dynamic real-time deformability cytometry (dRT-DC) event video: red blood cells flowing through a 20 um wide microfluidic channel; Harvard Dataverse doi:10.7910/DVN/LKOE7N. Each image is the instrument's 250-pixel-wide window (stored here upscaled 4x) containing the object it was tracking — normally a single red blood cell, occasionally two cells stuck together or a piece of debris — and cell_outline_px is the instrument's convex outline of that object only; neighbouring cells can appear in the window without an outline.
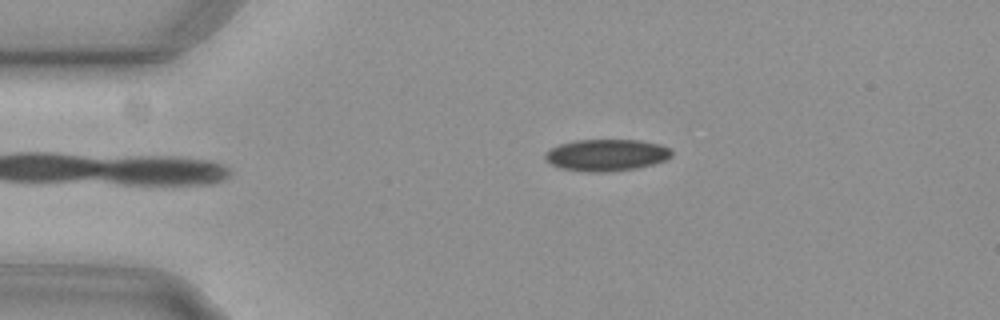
{"species": "common noctule bat (a hibernating species)", "species_latin": "Nyctalus noctula", "temperature_condition": "cold", "stored_images_in_passage": 4, "camera_frame_rate_fps": 3000, "um_per_image_px": 0.085, "animal": {"sex": "female", "body_mass_g": 29.2, "forearm_length_mm": 56.3}, "frame": {"image": 1, "passage_image": 4, "time_ms": 1.0, "image_size_px": [1000, 320], "cell_outline_px": [[672, 156], [668, 160], [636, 168], [608, 172], [584, 172], [560, 168], [544, 160], [544, 156], [552, 148], [560, 144], [576, 140], [640, 140], [660, 144], [668, 148], [672, 152]], "centroid_in_image_um": [51.56, 13.19], "position_along_channel_um": 33.4, "area_um2": 23.47}}